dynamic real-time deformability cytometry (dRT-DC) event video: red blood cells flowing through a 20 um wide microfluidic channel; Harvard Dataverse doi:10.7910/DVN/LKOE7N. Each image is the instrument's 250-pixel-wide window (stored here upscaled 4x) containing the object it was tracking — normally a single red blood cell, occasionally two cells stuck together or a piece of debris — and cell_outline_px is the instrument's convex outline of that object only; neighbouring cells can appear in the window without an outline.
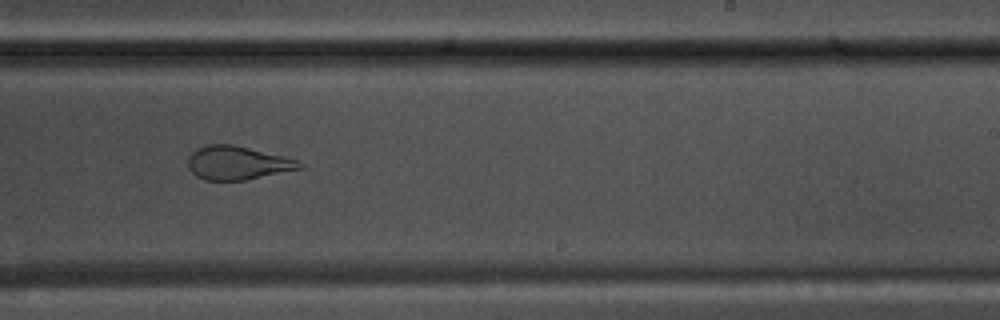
{"species": "common noctule bat (a hibernating species)", "species_latin": "Nyctalus noctula", "temperature_condition": "warm", "stored_images_in_passage": 35, "camera_frame_rate_fps": 3000, "um_per_image_px": 0.085, "animal": {"sex": "male", "body_mass_g": 17.5, "forearm_length_mm": 52.3}, "frame": {"image": 1, "passage_image": 20, "time_ms": 6.333, "image_size_px": [1000, 320], "cell_outline_px": [[304, 168], [244, 180], [204, 180], [196, 176], [188, 168], [188, 156], [196, 148], [208, 144], [232, 144], [296, 160], [304, 164]], "centroid_in_image_um": [20.13, 13.85], "position_along_channel_um": 268.9, "area_um2": 21.62}}
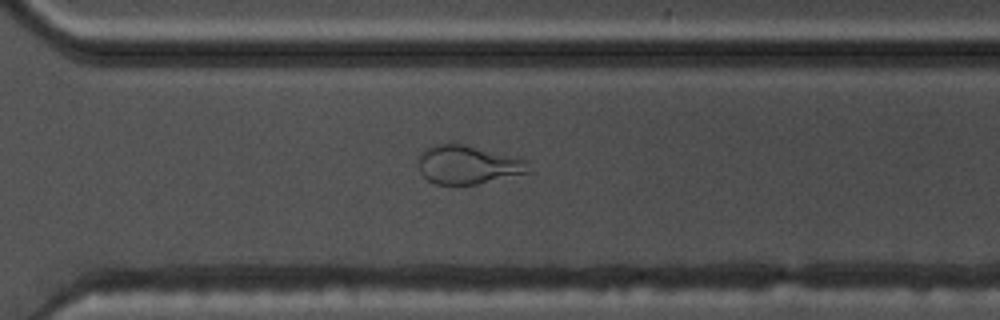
{"frame": {"image": 2, "passage_image": 25, "time_ms": 8.0, "image_size_px": [1000, 320], "cell_outline_px": [[528, 172], [476, 184], [436, 184], [428, 180], [420, 172], [420, 156], [432, 144], [464, 144], [528, 160]], "centroid_in_image_um": [39.77, 14.0], "position_along_channel_um": 330.8, "area_um2": 24.16}, "authors_computed_cell_mechanics": {"area_um2": 22.8888, "velocity_mm_per_s": 3.7353, "shape_relaxation_time_tau1_ms": null, "shape_relaxation_time_tau2_ms": 1.1093, "deformation_change_tau1": null, "deformation_change_tau2": 0.0911}}